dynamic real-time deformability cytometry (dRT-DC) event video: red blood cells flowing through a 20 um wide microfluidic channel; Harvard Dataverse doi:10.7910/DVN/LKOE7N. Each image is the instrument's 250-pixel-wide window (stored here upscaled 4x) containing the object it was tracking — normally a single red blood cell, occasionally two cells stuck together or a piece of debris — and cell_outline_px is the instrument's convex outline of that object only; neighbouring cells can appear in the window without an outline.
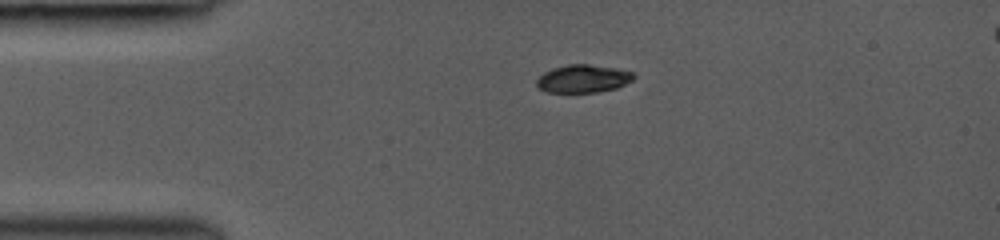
{"species": "common noctule bat (a hibernating species)", "species_latin": "Nyctalus noctula", "temperature_condition": "room temperature", "stored_images_in_passage": 9, "camera_frame_rate_fps": 3000, "um_per_image_px": 0.085, "animal": {"sex": "female", "body_mass_g": 19.0, "forearm_length_mm": 53.3}, "frame": {"image": 1, "passage_image": 1, "time_ms": 0.0, "image_size_px": [1000, 240], "cell_outline_px": [[636, 76], [632, 80], [616, 88], [596, 92], [548, 92], [536, 88], [536, 80], [544, 72], [552, 68], [568, 64], [588, 64], [616, 68], [636, 72]], "centroid_in_image_um": [49.56, 6.68], "position_along_channel_um": 35.4, "area_um2": 15.9}}
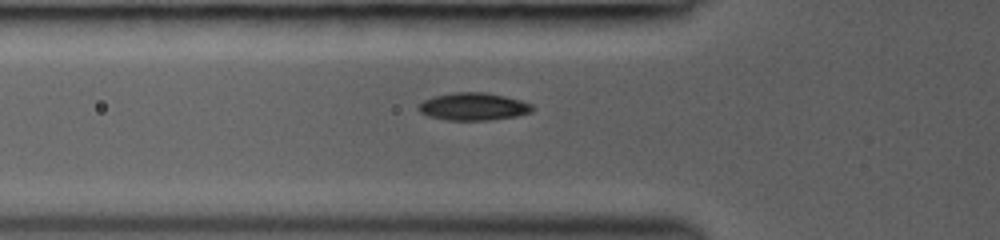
{"frame": {"image": 2, "passage_image": 6, "time_ms": 1.667, "image_size_px": [1000, 240], "cell_outline_px": [[532, 112], [516, 116], [488, 120], [448, 120], [428, 116], [420, 112], [416, 108], [416, 104], [424, 100], [436, 96], [452, 92], [488, 92], [520, 100], [532, 104]], "centroid_in_image_um": [40.2, 9.05], "position_along_channel_um": 85.6, "area_um2": 18.32}}
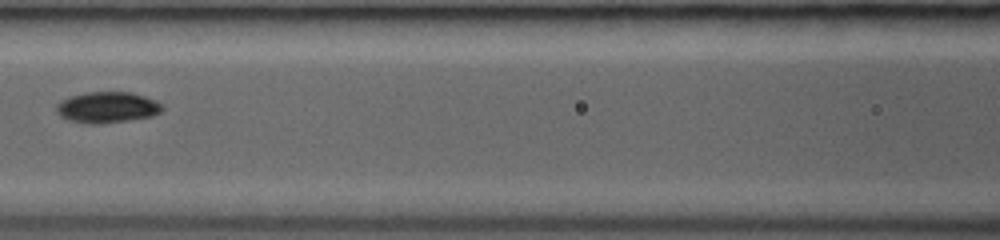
{"frame": {"image": 3, "passage_image": 9, "time_ms": 2.667, "image_size_px": [1000, 240], "cell_outline_px": [[164, 108], [160, 112], [152, 116], [128, 120], [100, 124], [88, 124], [68, 120], [60, 116], [56, 112], [56, 104], [60, 100], [68, 96], [84, 92], [132, 92], [156, 100], [164, 104]], "centroid_in_image_um": [9.1, 9.12], "position_along_channel_um": 157.5, "area_um2": 19.48}}